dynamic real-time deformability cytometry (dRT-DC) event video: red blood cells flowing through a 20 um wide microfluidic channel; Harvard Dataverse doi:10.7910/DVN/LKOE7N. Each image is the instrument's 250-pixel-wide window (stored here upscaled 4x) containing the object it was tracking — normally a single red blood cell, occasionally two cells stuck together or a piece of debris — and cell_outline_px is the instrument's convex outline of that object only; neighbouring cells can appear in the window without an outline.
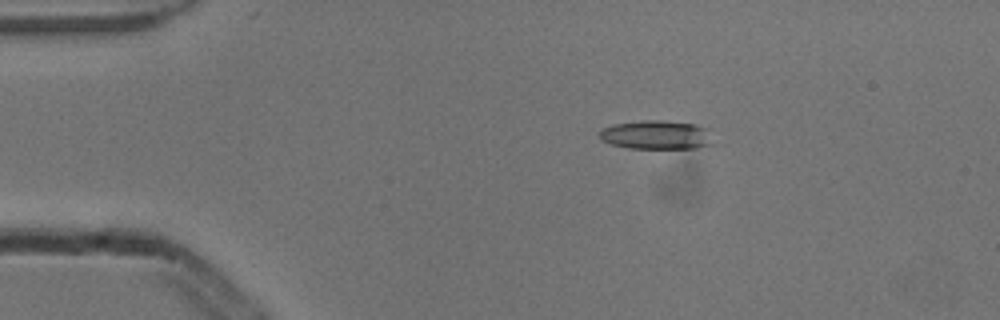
{"species": "common noctule bat (a hibernating species)", "species_latin": "Nyctalus noctula", "temperature_condition": "cold", "stored_images_in_passage": 3, "camera_frame_rate_fps": 3000, "um_per_image_px": 0.085, "animal": {"sex": "male", "body_mass_g": 13.3}, "frame": {"image": 1, "passage_image": 2, "time_ms": 0.333, "image_size_px": [1000, 320], "cell_outline_px": [[716, 144], [696, 148], [628, 148], [612, 144], [600, 140], [600, 128], [612, 124], [644, 120], [660, 120], [696, 124], [708, 128]], "centroid_in_image_um": [55.84, 11.46], "position_along_channel_um": 29.2, "area_um2": 19.48}}